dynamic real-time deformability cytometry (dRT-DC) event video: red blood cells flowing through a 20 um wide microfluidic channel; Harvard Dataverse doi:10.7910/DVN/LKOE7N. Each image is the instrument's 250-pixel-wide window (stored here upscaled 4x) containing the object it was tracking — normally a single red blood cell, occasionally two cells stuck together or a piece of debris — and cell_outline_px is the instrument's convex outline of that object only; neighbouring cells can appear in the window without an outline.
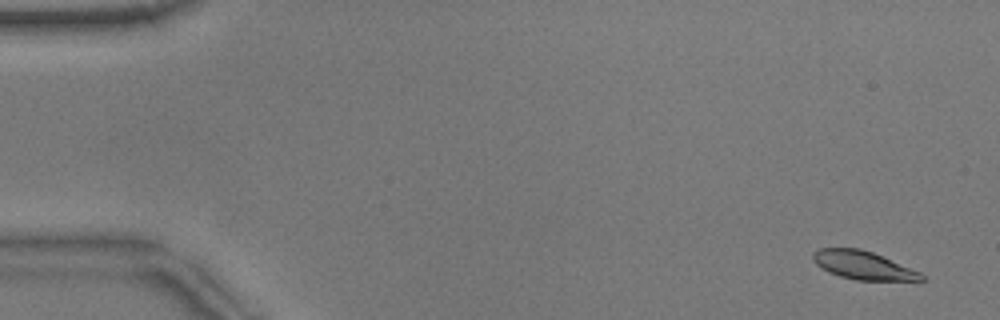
{"species": "common noctule bat (a hibernating species)", "species_latin": "Nyctalus noctula", "temperature_condition": "warm", "stored_images_in_passage": 4, "camera_frame_rate_fps": 3000, "um_per_image_px": 0.085, "animal": {"sex": "male", "body_mass_g": 17.9}, "frame": {"image": 1, "passage_image": 1, "time_ms": 0.0, "image_size_px": [1000, 320], "cell_outline_px": [[924, 280], [856, 280], [840, 276], [828, 272], [820, 268], [812, 260], [812, 252], [820, 248], [860, 248], [872, 252], [920, 272], [924, 276]], "centroid_in_image_um": [73.3, 22.54], "position_along_channel_um": 11.7, "area_um2": 17.74}}